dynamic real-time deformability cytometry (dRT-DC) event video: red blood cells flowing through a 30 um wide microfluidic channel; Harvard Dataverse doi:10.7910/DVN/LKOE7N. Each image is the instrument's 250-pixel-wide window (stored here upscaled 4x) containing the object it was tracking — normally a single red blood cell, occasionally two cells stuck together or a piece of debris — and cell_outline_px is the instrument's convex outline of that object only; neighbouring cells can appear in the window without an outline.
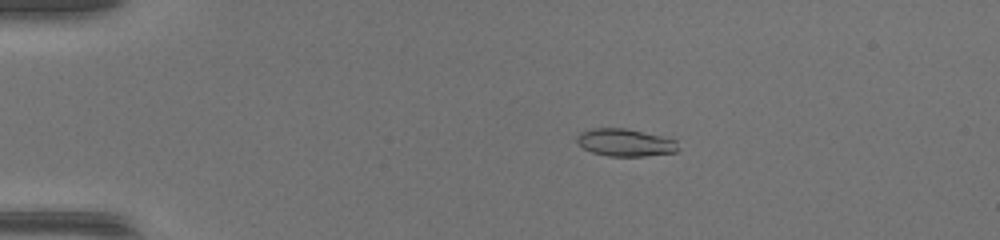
{"species": "common noctule bat (a hibernating species)", "species_latin": "Nyctalus noctula", "temperature_condition": "warm", "stored_images_in_passage": 49, "camera_frame_rate_fps": 3000, "um_per_image_px": 0.085, "animal": {"sex": "female", "body_mass_g": 17.0, "forearm_length_mm": 48.0}, "frame": {"image": 1, "passage_image": 10, "time_ms": 3.0, "image_size_px": [1000, 240], "cell_outline_px": [[680, 148], [676, 152], [644, 156], [608, 156], [592, 152], [584, 148], [576, 140], [576, 136], [580, 132], [588, 128], [624, 128], [660, 136], [676, 140]], "centroid_in_image_um": [53.13, 12.11], "position_along_channel_um": 31.9, "area_um2": 16.18}}
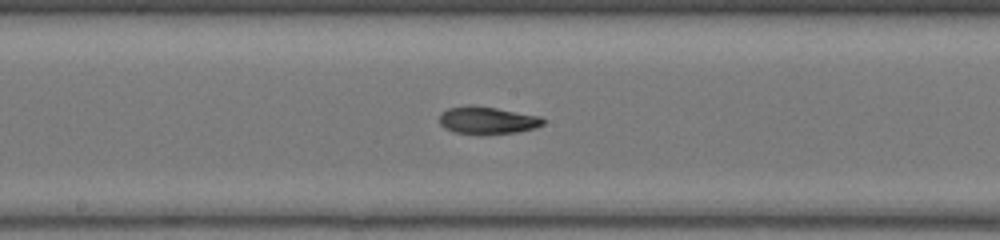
{"frame": {"image": 2, "passage_image": 27, "time_ms": 8.667, "image_size_px": [1000, 240], "cell_outline_px": [[544, 124], [536, 128], [516, 132], [480, 136], [476, 136], [452, 132], [444, 128], [440, 124], [440, 112], [448, 108], [472, 104], [496, 108], [540, 116], [544, 120]], "centroid_in_image_um": [41.38, 10.25], "position_along_channel_um": 206.8, "area_um2": 17.11}}
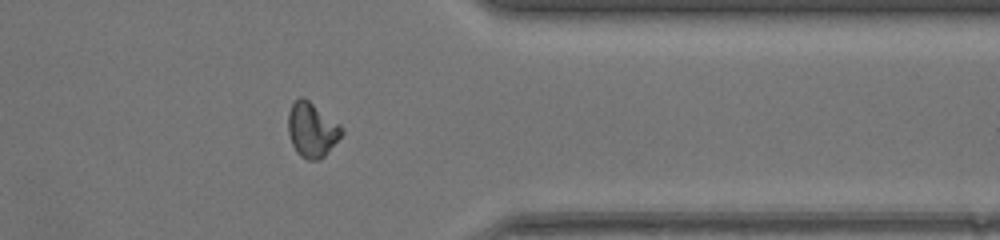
{"frame": {"image": 3, "passage_image": 40, "time_ms": 13.0, "image_size_px": [1000, 240], "cell_outline_px": [[344, 132], [324, 156], [316, 160], [308, 160], [300, 156], [296, 152], [292, 144], [288, 132], [288, 112], [292, 104], [300, 96], [304, 96], [340, 124], [344, 128]], "centroid_in_image_um": [26.51, 11.01], "position_along_channel_um": 384.9, "area_um2": 17.11}, "authors_computed_cell_mechanics": {"area_um2": 16.5308, "velocity_mm_per_s": 4.3106, "shape_relaxation_time_tau1_ms": 9.916, "shape_relaxation_time_tau2_ms": 3.1937, "deformation_change_tau1": 0.3231, "deformation_change_tau2": 0.0739}}